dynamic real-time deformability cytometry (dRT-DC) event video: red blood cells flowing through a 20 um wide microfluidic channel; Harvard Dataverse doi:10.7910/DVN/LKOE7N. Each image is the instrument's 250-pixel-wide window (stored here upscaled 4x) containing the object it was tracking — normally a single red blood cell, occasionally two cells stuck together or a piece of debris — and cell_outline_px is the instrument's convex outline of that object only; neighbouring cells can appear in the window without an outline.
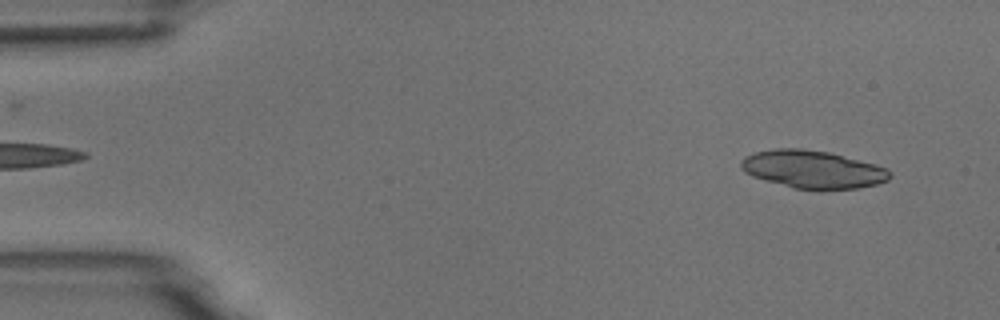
{"species": "common noctule bat (a hibernating species)", "species_latin": "Nyctalus noctula", "temperature_condition": "room temperature", "stored_images_in_passage": 24, "camera_frame_rate_fps": 3000, "um_per_image_px": 0.085, "animal": {"sex": "male", "body_mass_g": 18.8}, "frame": {"image": 1, "passage_image": 3, "time_ms": 0.667, "image_size_px": [1000, 320], "cell_outline_px": [[892, 176], [888, 180], [876, 184], [860, 188], [792, 188], [752, 176], [744, 172], [740, 168], [740, 160], [744, 156], [756, 152], [776, 148], [800, 148], [828, 152], [876, 164], [888, 168], [892, 172]], "centroid_in_image_um": [69.08, 14.38], "position_along_channel_um": 15.9, "area_um2": 32.66}}